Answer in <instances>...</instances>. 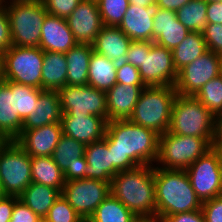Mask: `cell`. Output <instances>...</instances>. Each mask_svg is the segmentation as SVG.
I'll return each mask as SVG.
<instances>
[{
    "label": "cell",
    "instance_id": "cell-33",
    "mask_svg": "<svg viewBox=\"0 0 222 222\" xmlns=\"http://www.w3.org/2000/svg\"><path fill=\"white\" fill-rule=\"evenodd\" d=\"M137 216L112 194L96 208L87 222H134Z\"/></svg>",
    "mask_w": 222,
    "mask_h": 222
},
{
    "label": "cell",
    "instance_id": "cell-37",
    "mask_svg": "<svg viewBox=\"0 0 222 222\" xmlns=\"http://www.w3.org/2000/svg\"><path fill=\"white\" fill-rule=\"evenodd\" d=\"M103 25L118 26L129 7V0H98Z\"/></svg>",
    "mask_w": 222,
    "mask_h": 222
},
{
    "label": "cell",
    "instance_id": "cell-17",
    "mask_svg": "<svg viewBox=\"0 0 222 222\" xmlns=\"http://www.w3.org/2000/svg\"><path fill=\"white\" fill-rule=\"evenodd\" d=\"M62 134V124L51 123L35 129L21 130L15 141L30 157L51 156Z\"/></svg>",
    "mask_w": 222,
    "mask_h": 222
},
{
    "label": "cell",
    "instance_id": "cell-48",
    "mask_svg": "<svg viewBox=\"0 0 222 222\" xmlns=\"http://www.w3.org/2000/svg\"><path fill=\"white\" fill-rule=\"evenodd\" d=\"M207 23L222 24V1L208 2Z\"/></svg>",
    "mask_w": 222,
    "mask_h": 222
},
{
    "label": "cell",
    "instance_id": "cell-22",
    "mask_svg": "<svg viewBox=\"0 0 222 222\" xmlns=\"http://www.w3.org/2000/svg\"><path fill=\"white\" fill-rule=\"evenodd\" d=\"M153 20V42L167 49L173 50L190 33L178 21L175 11L159 8Z\"/></svg>",
    "mask_w": 222,
    "mask_h": 222
},
{
    "label": "cell",
    "instance_id": "cell-16",
    "mask_svg": "<svg viewBox=\"0 0 222 222\" xmlns=\"http://www.w3.org/2000/svg\"><path fill=\"white\" fill-rule=\"evenodd\" d=\"M77 43L93 44L103 28V22L96 1L81 0L66 19Z\"/></svg>",
    "mask_w": 222,
    "mask_h": 222
},
{
    "label": "cell",
    "instance_id": "cell-2",
    "mask_svg": "<svg viewBox=\"0 0 222 222\" xmlns=\"http://www.w3.org/2000/svg\"><path fill=\"white\" fill-rule=\"evenodd\" d=\"M110 190L137 217L156 216L154 165L119 171L111 180Z\"/></svg>",
    "mask_w": 222,
    "mask_h": 222
},
{
    "label": "cell",
    "instance_id": "cell-13",
    "mask_svg": "<svg viewBox=\"0 0 222 222\" xmlns=\"http://www.w3.org/2000/svg\"><path fill=\"white\" fill-rule=\"evenodd\" d=\"M221 56L206 51L178 71L175 90L181 95H195L202 86L220 75Z\"/></svg>",
    "mask_w": 222,
    "mask_h": 222
},
{
    "label": "cell",
    "instance_id": "cell-47",
    "mask_svg": "<svg viewBox=\"0 0 222 222\" xmlns=\"http://www.w3.org/2000/svg\"><path fill=\"white\" fill-rule=\"evenodd\" d=\"M15 204V196L6 195L0 199V222H9Z\"/></svg>",
    "mask_w": 222,
    "mask_h": 222
},
{
    "label": "cell",
    "instance_id": "cell-11",
    "mask_svg": "<svg viewBox=\"0 0 222 222\" xmlns=\"http://www.w3.org/2000/svg\"><path fill=\"white\" fill-rule=\"evenodd\" d=\"M58 93L62 115H94L108 122L105 91L89 85H66Z\"/></svg>",
    "mask_w": 222,
    "mask_h": 222
},
{
    "label": "cell",
    "instance_id": "cell-21",
    "mask_svg": "<svg viewBox=\"0 0 222 222\" xmlns=\"http://www.w3.org/2000/svg\"><path fill=\"white\" fill-rule=\"evenodd\" d=\"M76 44L67 20L47 14L41 28L39 47L43 51L66 53Z\"/></svg>",
    "mask_w": 222,
    "mask_h": 222
},
{
    "label": "cell",
    "instance_id": "cell-3",
    "mask_svg": "<svg viewBox=\"0 0 222 222\" xmlns=\"http://www.w3.org/2000/svg\"><path fill=\"white\" fill-rule=\"evenodd\" d=\"M156 216H167L201 210L197 197L185 170L164 169L154 165Z\"/></svg>",
    "mask_w": 222,
    "mask_h": 222
},
{
    "label": "cell",
    "instance_id": "cell-23",
    "mask_svg": "<svg viewBox=\"0 0 222 222\" xmlns=\"http://www.w3.org/2000/svg\"><path fill=\"white\" fill-rule=\"evenodd\" d=\"M144 87L116 83L109 89L106 92L108 122L129 119Z\"/></svg>",
    "mask_w": 222,
    "mask_h": 222
},
{
    "label": "cell",
    "instance_id": "cell-20",
    "mask_svg": "<svg viewBox=\"0 0 222 222\" xmlns=\"http://www.w3.org/2000/svg\"><path fill=\"white\" fill-rule=\"evenodd\" d=\"M132 40L117 26H103L92 44L93 51L113 61L116 68L128 63L126 54Z\"/></svg>",
    "mask_w": 222,
    "mask_h": 222
},
{
    "label": "cell",
    "instance_id": "cell-58",
    "mask_svg": "<svg viewBox=\"0 0 222 222\" xmlns=\"http://www.w3.org/2000/svg\"><path fill=\"white\" fill-rule=\"evenodd\" d=\"M207 2H216V1H222V0H206Z\"/></svg>",
    "mask_w": 222,
    "mask_h": 222
},
{
    "label": "cell",
    "instance_id": "cell-59",
    "mask_svg": "<svg viewBox=\"0 0 222 222\" xmlns=\"http://www.w3.org/2000/svg\"><path fill=\"white\" fill-rule=\"evenodd\" d=\"M39 222H47L45 219H41Z\"/></svg>",
    "mask_w": 222,
    "mask_h": 222
},
{
    "label": "cell",
    "instance_id": "cell-15",
    "mask_svg": "<svg viewBox=\"0 0 222 222\" xmlns=\"http://www.w3.org/2000/svg\"><path fill=\"white\" fill-rule=\"evenodd\" d=\"M86 145L62 134L51 155L53 161L64 172L66 181L86 178Z\"/></svg>",
    "mask_w": 222,
    "mask_h": 222
},
{
    "label": "cell",
    "instance_id": "cell-24",
    "mask_svg": "<svg viewBox=\"0 0 222 222\" xmlns=\"http://www.w3.org/2000/svg\"><path fill=\"white\" fill-rule=\"evenodd\" d=\"M87 161L86 178L111 184L112 178L119 172L112 164L111 152L107 146V137L87 144L84 154Z\"/></svg>",
    "mask_w": 222,
    "mask_h": 222
},
{
    "label": "cell",
    "instance_id": "cell-18",
    "mask_svg": "<svg viewBox=\"0 0 222 222\" xmlns=\"http://www.w3.org/2000/svg\"><path fill=\"white\" fill-rule=\"evenodd\" d=\"M159 6L156 2L148 7L129 4L120 24L117 26L132 41L153 42V17L157 14Z\"/></svg>",
    "mask_w": 222,
    "mask_h": 222
},
{
    "label": "cell",
    "instance_id": "cell-57",
    "mask_svg": "<svg viewBox=\"0 0 222 222\" xmlns=\"http://www.w3.org/2000/svg\"><path fill=\"white\" fill-rule=\"evenodd\" d=\"M220 75L222 76V55H221V63H220Z\"/></svg>",
    "mask_w": 222,
    "mask_h": 222
},
{
    "label": "cell",
    "instance_id": "cell-19",
    "mask_svg": "<svg viewBox=\"0 0 222 222\" xmlns=\"http://www.w3.org/2000/svg\"><path fill=\"white\" fill-rule=\"evenodd\" d=\"M62 132L85 145L104 138L107 121L94 115H62Z\"/></svg>",
    "mask_w": 222,
    "mask_h": 222
},
{
    "label": "cell",
    "instance_id": "cell-8",
    "mask_svg": "<svg viewBox=\"0 0 222 222\" xmlns=\"http://www.w3.org/2000/svg\"><path fill=\"white\" fill-rule=\"evenodd\" d=\"M43 56L40 47L12 45L2 54L3 80L42 89Z\"/></svg>",
    "mask_w": 222,
    "mask_h": 222
},
{
    "label": "cell",
    "instance_id": "cell-55",
    "mask_svg": "<svg viewBox=\"0 0 222 222\" xmlns=\"http://www.w3.org/2000/svg\"><path fill=\"white\" fill-rule=\"evenodd\" d=\"M5 196H6V193L4 192L3 186H2L1 181H0V199L4 198Z\"/></svg>",
    "mask_w": 222,
    "mask_h": 222
},
{
    "label": "cell",
    "instance_id": "cell-54",
    "mask_svg": "<svg viewBox=\"0 0 222 222\" xmlns=\"http://www.w3.org/2000/svg\"><path fill=\"white\" fill-rule=\"evenodd\" d=\"M3 81L2 55L0 54V82Z\"/></svg>",
    "mask_w": 222,
    "mask_h": 222
},
{
    "label": "cell",
    "instance_id": "cell-41",
    "mask_svg": "<svg viewBox=\"0 0 222 222\" xmlns=\"http://www.w3.org/2000/svg\"><path fill=\"white\" fill-rule=\"evenodd\" d=\"M152 43V41H132L126 54L128 63L139 68L144 59V52H149Z\"/></svg>",
    "mask_w": 222,
    "mask_h": 222
},
{
    "label": "cell",
    "instance_id": "cell-34",
    "mask_svg": "<svg viewBox=\"0 0 222 222\" xmlns=\"http://www.w3.org/2000/svg\"><path fill=\"white\" fill-rule=\"evenodd\" d=\"M206 0H190L176 11L178 21L190 32L203 33L207 26Z\"/></svg>",
    "mask_w": 222,
    "mask_h": 222
},
{
    "label": "cell",
    "instance_id": "cell-1",
    "mask_svg": "<svg viewBox=\"0 0 222 222\" xmlns=\"http://www.w3.org/2000/svg\"><path fill=\"white\" fill-rule=\"evenodd\" d=\"M105 136L112 164L118 171L154 165L158 158L159 134L128 119L107 122Z\"/></svg>",
    "mask_w": 222,
    "mask_h": 222
},
{
    "label": "cell",
    "instance_id": "cell-26",
    "mask_svg": "<svg viewBox=\"0 0 222 222\" xmlns=\"http://www.w3.org/2000/svg\"><path fill=\"white\" fill-rule=\"evenodd\" d=\"M62 111L58 91L43 90L34 112L23 121L22 130H30L51 123H61Z\"/></svg>",
    "mask_w": 222,
    "mask_h": 222
},
{
    "label": "cell",
    "instance_id": "cell-30",
    "mask_svg": "<svg viewBox=\"0 0 222 222\" xmlns=\"http://www.w3.org/2000/svg\"><path fill=\"white\" fill-rule=\"evenodd\" d=\"M116 76L113 61L93 51L89 62L88 85L107 92L117 83Z\"/></svg>",
    "mask_w": 222,
    "mask_h": 222
},
{
    "label": "cell",
    "instance_id": "cell-4",
    "mask_svg": "<svg viewBox=\"0 0 222 222\" xmlns=\"http://www.w3.org/2000/svg\"><path fill=\"white\" fill-rule=\"evenodd\" d=\"M218 121L195 96L177 94L168 131L177 135L206 138L214 145Z\"/></svg>",
    "mask_w": 222,
    "mask_h": 222
},
{
    "label": "cell",
    "instance_id": "cell-46",
    "mask_svg": "<svg viewBox=\"0 0 222 222\" xmlns=\"http://www.w3.org/2000/svg\"><path fill=\"white\" fill-rule=\"evenodd\" d=\"M165 222H206L202 210L189 211L167 216Z\"/></svg>",
    "mask_w": 222,
    "mask_h": 222
},
{
    "label": "cell",
    "instance_id": "cell-29",
    "mask_svg": "<svg viewBox=\"0 0 222 222\" xmlns=\"http://www.w3.org/2000/svg\"><path fill=\"white\" fill-rule=\"evenodd\" d=\"M60 195L61 192L58 189L31 182L20 194L19 199L41 219H44L50 207Z\"/></svg>",
    "mask_w": 222,
    "mask_h": 222
},
{
    "label": "cell",
    "instance_id": "cell-42",
    "mask_svg": "<svg viewBox=\"0 0 222 222\" xmlns=\"http://www.w3.org/2000/svg\"><path fill=\"white\" fill-rule=\"evenodd\" d=\"M41 218L35 214L23 201L15 196V204L9 222H39Z\"/></svg>",
    "mask_w": 222,
    "mask_h": 222
},
{
    "label": "cell",
    "instance_id": "cell-56",
    "mask_svg": "<svg viewBox=\"0 0 222 222\" xmlns=\"http://www.w3.org/2000/svg\"><path fill=\"white\" fill-rule=\"evenodd\" d=\"M5 2H6V0H0V8L5 6Z\"/></svg>",
    "mask_w": 222,
    "mask_h": 222
},
{
    "label": "cell",
    "instance_id": "cell-10",
    "mask_svg": "<svg viewBox=\"0 0 222 222\" xmlns=\"http://www.w3.org/2000/svg\"><path fill=\"white\" fill-rule=\"evenodd\" d=\"M185 171L201 202L221 195L222 161L214 147L192 163Z\"/></svg>",
    "mask_w": 222,
    "mask_h": 222
},
{
    "label": "cell",
    "instance_id": "cell-12",
    "mask_svg": "<svg viewBox=\"0 0 222 222\" xmlns=\"http://www.w3.org/2000/svg\"><path fill=\"white\" fill-rule=\"evenodd\" d=\"M61 194L87 222L102 201L111 194L110 183L88 178L66 181Z\"/></svg>",
    "mask_w": 222,
    "mask_h": 222
},
{
    "label": "cell",
    "instance_id": "cell-25",
    "mask_svg": "<svg viewBox=\"0 0 222 222\" xmlns=\"http://www.w3.org/2000/svg\"><path fill=\"white\" fill-rule=\"evenodd\" d=\"M23 121L16 111L15 92H11V81L0 82V138L15 140L22 130Z\"/></svg>",
    "mask_w": 222,
    "mask_h": 222
},
{
    "label": "cell",
    "instance_id": "cell-14",
    "mask_svg": "<svg viewBox=\"0 0 222 222\" xmlns=\"http://www.w3.org/2000/svg\"><path fill=\"white\" fill-rule=\"evenodd\" d=\"M138 70L146 87L175 86L178 77L173 64L172 50L154 42L149 52H144V59Z\"/></svg>",
    "mask_w": 222,
    "mask_h": 222
},
{
    "label": "cell",
    "instance_id": "cell-38",
    "mask_svg": "<svg viewBox=\"0 0 222 222\" xmlns=\"http://www.w3.org/2000/svg\"><path fill=\"white\" fill-rule=\"evenodd\" d=\"M44 219L47 222H85L62 194L55 200Z\"/></svg>",
    "mask_w": 222,
    "mask_h": 222
},
{
    "label": "cell",
    "instance_id": "cell-31",
    "mask_svg": "<svg viewBox=\"0 0 222 222\" xmlns=\"http://www.w3.org/2000/svg\"><path fill=\"white\" fill-rule=\"evenodd\" d=\"M32 182L58 189L60 192L66 183L64 172L51 156L31 157Z\"/></svg>",
    "mask_w": 222,
    "mask_h": 222
},
{
    "label": "cell",
    "instance_id": "cell-27",
    "mask_svg": "<svg viewBox=\"0 0 222 222\" xmlns=\"http://www.w3.org/2000/svg\"><path fill=\"white\" fill-rule=\"evenodd\" d=\"M93 53L91 44L77 43L65 53L67 61V85H88L89 62Z\"/></svg>",
    "mask_w": 222,
    "mask_h": 222
},
{
    "label": "cell",
    "instance_id": "cell-32",
    "mask_svg": "<svg viewBox=\"0 0 222 222\" xmlns=\"http://www.w3.org/2000/svg\"><path fill=\"white\" fill-rule=\"evenodd\" d=\"M208 51L203 34L190 32L184 40L172 50L173 64L177 72L185 65L192 63Z\"/></svg>",
    "mask_w": 222,
    "mask_h": 222
},
{
    "label": "cell",
    "instance_id": "cell-28",
    "mask_svg": "<svg viewBox=\"0 0 222 222\" xmlns=\"http://www.w3.org/2000/svg\"><path fill=\"white\" fill-rule=\"evenodd\" d=\"M67 85V61L65 53L44 51L42 90L59 91Z\"/></svg>",
    "mask_w": 222,
    "mask_h": 222
},
{
    "label": "cell",
    "instance_id": "cell-52",
    "mask_svg": "<svg viewBox=\"0 0 222 222\" xmlns=\"http://www.w3.org/2000/svg\"><path fill=\"white\" fill-rule=\"evenodd\" d=\"M213 147L218 151L222 161V136H216Z\"/></svg>",
    "mask_w": 222,
    "mask_h": 222
},
{
    "label": "cell",
    "instance_id": "cell-40",
    "mask_svg": "<svg viewBox=\"0 0 222 222\" xmlns=\"http://www.w3.org/2000/svg\"><path fill=\"white\" fill-rule=\"evenodd\" d=\"M208 50L217 55H222V24L207 23L205 31L202 33Z\"/></svg>",
    "mask_w": 222,
    "mask_h": 222
},
{
    "label": "cell",
    "instance_id": "cell-50",
    "mask_svg": "<svg viewBox=\"0 0 222 222\" xmlns=\"http://www.w3.org/2000/svg\"><path fill=\"white\" fill-rule=\"evenodd\" d=\"M134 222H165V220L159 216H150V217H137Z\"/></svg>",
    "mask_w": 222,
    "mask_h": 222
},
{
    "label": "cell",
    "instance_id": "cell-49",
    "mask_svg": "<svg viewBox=\"0 0 222 222\" xmlns=\"http://www.w3.org/2000/svg\"><path fill=\"white\" fill-rule=\"evenodd\" d=\"M189 1L190 0H155L159 8L175 12Z\"/></svg>",
    "mask_w": 222,
    "mask_h": 222
},
{
    "label": "cell",
    "instance_id": "cell-5",
    "mask_svg": "<svg viewBox=\"0 0 222 222\" xmlns=\"http://www.w3.org/2000/svg\"><path fill=\"white\" fill-rule=\"evenodd\" d=\"M177 94L174 86L144 87L128 120L159 135L166 133Z\"/></svg>",
    "mask_w": 222,
    "mask_h": 222
},
{
    "label": "cell",
    "instance_id": "cell-35",
    "mask_svg": "<svg viewBox=\"0 0 222 222\" xmlns=\"http://www.w3.org/2000/svg\"><path fill=\"white\" fill-rule=\"evenodd\" d=\"M217 119L222 116V76L219 75L194 95Z\"/></svg>",
    "mask_w": 222,
    "mask_h": 222
},
{
    "label": "cell",
    "instance_id": "cell-43",
    "mask_svg": "<svg viewBox=\"0 0 222 222\" xmlns=\"http://www.w3.org/2000/svg\"><path fill=\"white\" fill-rule=\"evenodd\" d=\"M206 222H222V195L202 202Z\"/></svg>",
    "mask_w": 222,
    "mask_h": 222
},
{
    "label": "cell",
    "instance_id": "cell-36",
    "mask_svg": "<svg viewBox=\"0 0 222 222\" xmlns=\"http://www.w3.org/2000/svg\"><path fill=\"white\" fill-rule=\"evenodd\" d=\"M42 89L11 82V92H15L16 111L22 121L34 112L36 102Z\"/></svg>",
    "mask_w": 222,
    "mask_h": 222
},
{
    "label": "cell",
    "instance_id": "cell-7",
    "mask_svg": "<svg viewBox=\"0 0 222 222\" xmlns=\"http://www.w3.org/2000/svg\"><path fill=\"white\" fill-rule=\"evenodd\" d=\"M212 147L206 138L167 131L159 135L158 158L154 165L164 169L186 170Z\"/></svg>",
    "mask_w": 222,
    "mask_h": 222
},
{
    "label": "cell",
    "instance_id": "cell-51",
    "mask_svg": "<svg viewBox=\"0 0 222 222\" xmlns=\"http://www.w3.org/2000/svg\"><path fill=\"white\" fill-rule=\"evenodd\" d=\"M155 0H129V3L134 6L148 7L150 4H153Z\"/></svg>",
    "mask_w": 222,
    "mask_h": 222
},
{
    "label": "cell",
    "instance_id": "cell-45",
    "mask_svg": "<svg viewBox=\"0 0 222 222\" xmlns=\"http://www.w3.org/2000/svg\"><path fill=\"white\" fill-rule=\"evenodd\" d=\"M12 46L10 22L5 6L0 8V54L2 55Z\"/></svg>",
    "mask_w": 222,
    "mask_h": 222
},
{
    "label": "cell",
    "instance_id": "cell-53",
    "mask_svg": "<svg viewBox=\"0 0 222 222\" xmlns=\"http://www.w3.org/2000/svg\"><path fill=\"white\" fill-rule=\"evenodd\" d=\"M216 136H222V116L219 118L218 121V132Z\"/></svg>",
    "mask_w": 222,
    "mask_h": 222
},
{
    "label": "cell",
    "instance_id": "cell-6",
    "mask_svg": "<svg viewBox=\"0 0 222 222\" xmlns=\"http://www.w3.org/2000/svg\"><path fill=\"white\" fill-rule=\"evenodd\" d=\"M12 45L39 47L41 28L48 14L42 1L6 0Z\"/></svg>",
    "mask_w": 222,
    "mask_h": 222
},
{
    "label": "cell",
    "instance_id": "cell-44",
    "mask_svg": "<svg viewBox=\"0 0 222 222\" xmlns=\"http://www.w3.org/2000/svg\"><path fill=\"white\" fill-rule=\"evenodd\" d=\"M117 83L126 85H144L139 70L130 63H126L121 68L117 69Z\"/></svg>",
    "mask_w": 222,
    "mask_h": 222
},
{
    "label": "cell",
    "instance_id": "cell-9",
    "mask_svg": "<svg viewBox=\"0 0 222 222\" xmlns=\"http://www.w3.org/2000/svg\"><path fill=\"white\" fill-rule=\"evenodd\" d=\"M0 181L6 195L20 196L31 184V157L15 140L0 143Z\"/></svg>",
    "mask_w": 222,
    "mask_h": 222
},
{
    "label": "cell",
    "instance_id": "cell-39",
    "mask_svg": "<svg viewBox=\"0 0 222 222\" xmlns=\"http://www.w3.org/2000/svg\"><path fill=\"white\" fill-rule=\"evenodd\" d=\"M48 14L67 19L81 0H41Z\"/></svg>",
    "mask_w": 222,
    "mask_h": 222
}]
</instances>
